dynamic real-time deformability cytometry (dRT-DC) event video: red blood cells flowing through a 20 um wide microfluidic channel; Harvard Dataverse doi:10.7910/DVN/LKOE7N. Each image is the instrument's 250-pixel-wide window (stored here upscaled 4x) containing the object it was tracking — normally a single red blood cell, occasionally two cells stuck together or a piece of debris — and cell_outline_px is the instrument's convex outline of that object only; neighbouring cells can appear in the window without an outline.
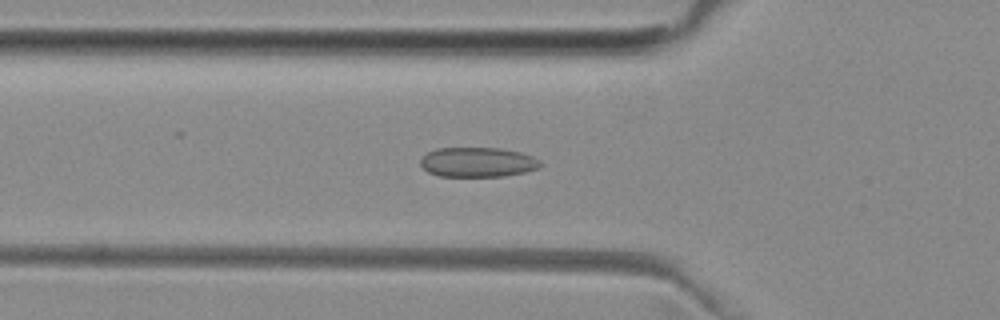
{"species": "common noctule bat (a hibernating species)", "species_latin": "Nyctalus noctula", "temperature_condition": "room temperature", "stored_images_in_passage": 50, "camera_frame_rate_fps": 3000, "um_per_image_px": 0.085, "animal": {"sex": "female", "body_mass_g": 29.2, "forearm_length_mm": 56.3}, "frame": {"image": 1, "passage_image": 16, "time_ms": 5.0, "image_size_px": [1000, 320], "cell_outline_px": [[540, 164], [536, 168], [524, 172], [504, 176], [440, 176], [428, 172], [420, 164], [420, 160], [428, 152], [436, 148], [500, 148], [520, 152], [532, 156], [540, 160]], "centroid_in_image_um": [40.58, 13.78], "position_along_channel_um": 85.2, "area_um2": 20.58}}
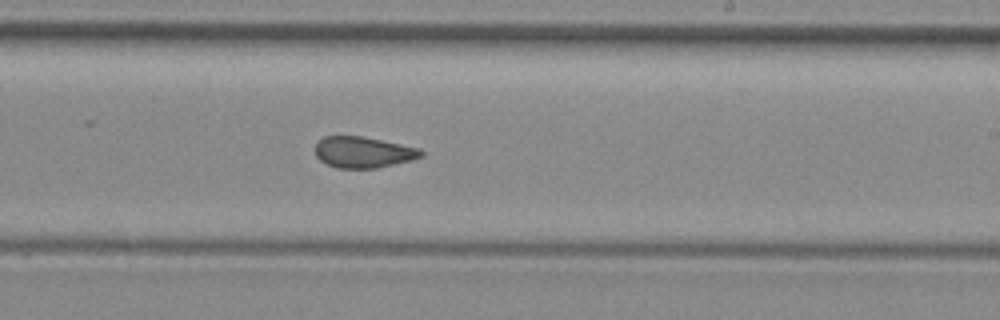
{"frame": {"image": 2, "passage_image": 29, "time_ms": 9.333, "image_size_px": [1000, 320], "cell_outline_px": [[424, 156], [412, 160], [376, 168], [336, 168], [320, 160], [316, 156], [316, 144], [324, 136], [360, 136], [420, 148], [424, 152]], "centroid_in_image_um": [30.89, 12.94], "position_along_channel_um": 258.1, "area_um2": 19.07}}
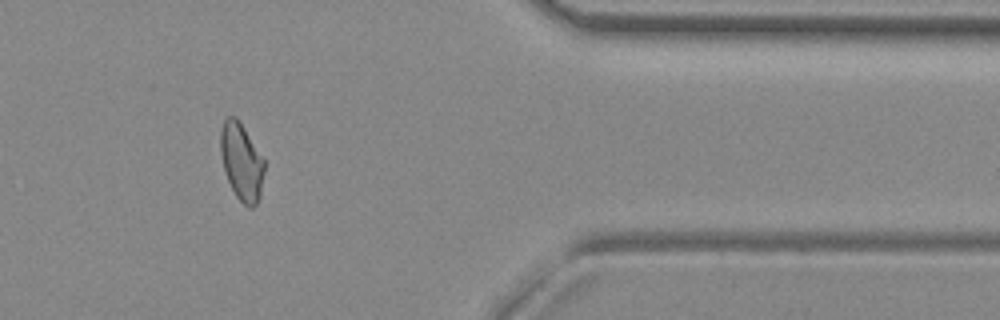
{"frame": {"image": 3, "passage_image": 41, "time_ms": 13.333, "image_size_px": [1000, 320], "cell_outline_px": [[264, 172], [260, 196], [256, 204], [252, 208], [248, 208], [236, 196], [228, 180], [224, 168], [220, 152], [220, 132], [224, 120], [228, 116], [236, 116], [244, 128], [264, 160]], "centroid_in_image_um": [20.52, 13.75], "position_along_channel_um": 390.9, "area_um2": 19.48}, "authors_computed_cell_mechanics": {"area_um2": 20.23, "velocity_mm_per_s": 3.9853, "shape_relaxation_time_tau1_ms": null, "shape_relaxation_time_tau2_ms": 1.4811, "deformation_change_tau1": null, "deformation_change_tau2": 0.0829}}